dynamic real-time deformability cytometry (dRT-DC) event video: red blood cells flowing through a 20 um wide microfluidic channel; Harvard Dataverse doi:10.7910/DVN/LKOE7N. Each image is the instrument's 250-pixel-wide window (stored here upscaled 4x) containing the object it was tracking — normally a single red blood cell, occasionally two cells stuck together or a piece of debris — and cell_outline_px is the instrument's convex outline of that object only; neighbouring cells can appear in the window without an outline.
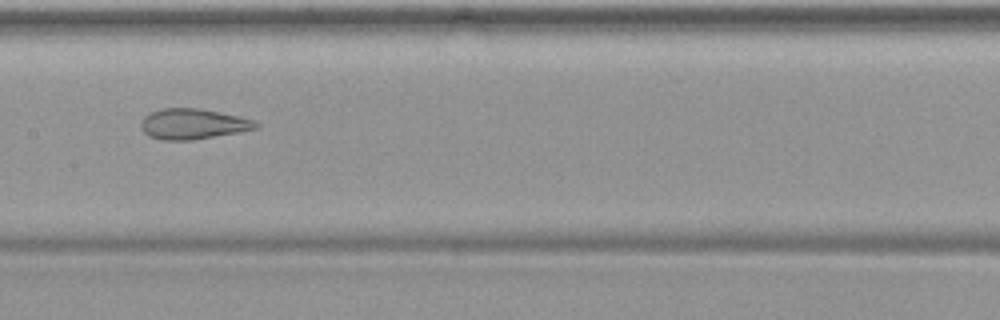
{"species": "common noctule bat (a hibernating species)", "species_latin": "Nyctalus noctula", "temperature_condition": "warm", "stored_images_in_passage": 49, "camera_frame_rate_fps": 3000, "um_per_image_px": 0.085, "animal": {"sex": "female", "body_mass_g": 19.9}, "frame": {"image": 1, "passage_image": 25, "time_ms": 8.0, "image_size_px": [1000, 320], "cell_outline_px": [[260, 124], [256, 128], [236, 132], [192, 140], [160, 140], [148, 136], [140, 128], [140, 124], [144, 116], [152, 112], [164, 108], [200, 108], [220, 112], [256, 120]], "centroid_in_image_um": [16.37, 10.53], "position_along_channel_um": 191.0, "area_um2": 20.35}}
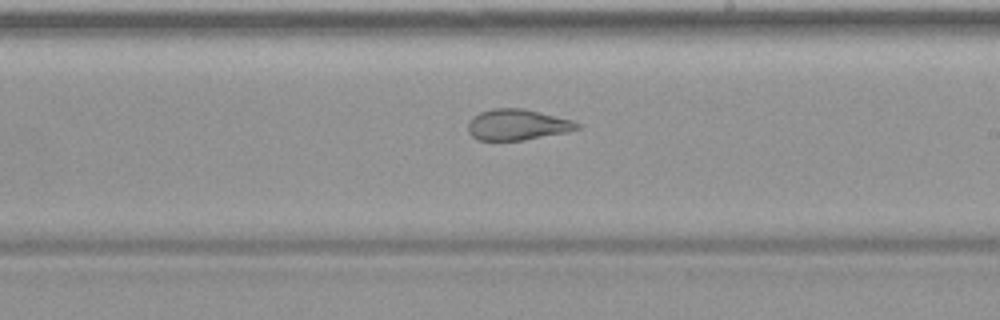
{"frame": {"image": 2, "passage_image": 29, "time_ms": 9.333, "image_size_px": [1000, 320], "cell_outline_px": [[580, 128], [568, 132], [524, 140], [476, 140], [468, 132], [468, 120], [472, 116], [480, 112], [492, 108], [524, 108], [572, 120], [580, 124]], "centroid_in_image_um": [43.95, 10.6], "position_along_channel_um": 245.1, "area_um2": 19.83}}
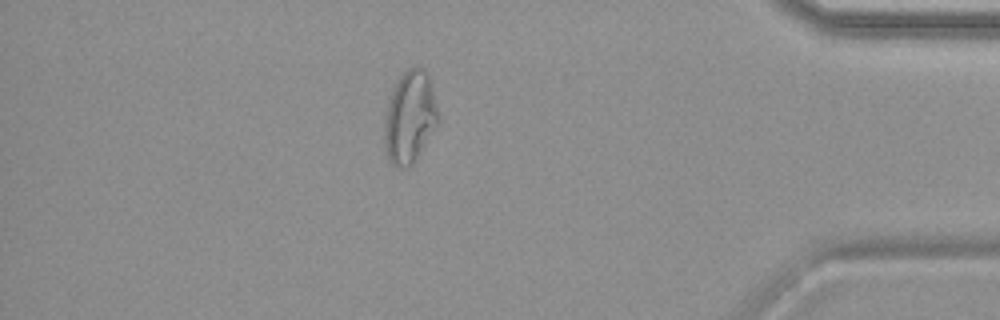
{"frame": {"image": 3, "passage_image": 43, "time_ms": 14.0, "image_size_px": [1000, 320], "cell_outline_px": [[440, 120], [412, 164], [408, 168], [396, 168], [388, 160], [384, 152], [384, 116], [388, 100], [392, 88], [396, 80], [408, 68], [420, 64], [428, 72], [440, 116]], "centroid_in_image_um": [34.81, 9.93], "position_along_channel_um": 400.4, "area_um2": 29.59}}